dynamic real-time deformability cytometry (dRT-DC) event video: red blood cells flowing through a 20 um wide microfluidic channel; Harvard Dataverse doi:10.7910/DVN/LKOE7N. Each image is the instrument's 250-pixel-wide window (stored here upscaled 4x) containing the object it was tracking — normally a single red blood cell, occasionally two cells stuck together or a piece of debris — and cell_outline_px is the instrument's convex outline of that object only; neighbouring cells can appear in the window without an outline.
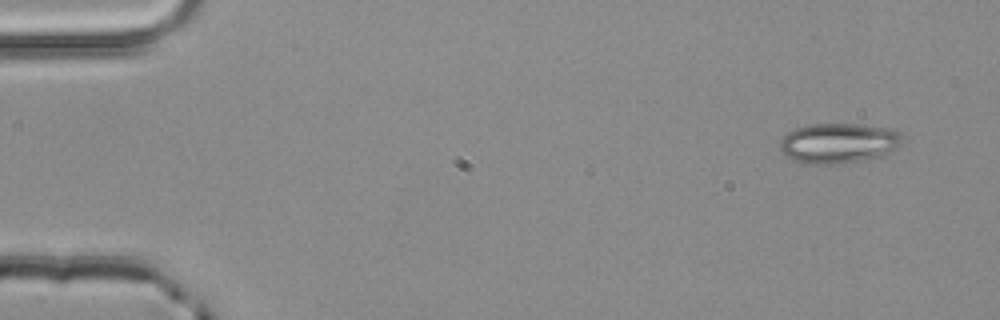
{"species": "common noctule bat (a hibernating species)", "species_latin": "Nyctalus noctula", "temperature_condition": "room temperature", "stored_images_in_passage": 3, "camera_frame_rate_fps": 3000, "um_per_image_px": 0.085, "animal": {"sex": "male", "body_mass_g": 20.4}, "frame": {"image": 1, "passage_image": 1, "time_ms": 0.0, "image_size_px": [1000, 320], "cell_outline_px": [[904, 140], [896, 148], [884, 156], [864, 160], [832, 164], [816, 164], [796, 160], [780, 152], [780, 140], [788, 132], [796, 128], [812, 124], [856, 124], [888, 128], [904, 136]], "centroid_in_image_um": [71.3, 12.16], "position_along_channel_um": 13.7, "area_um2": 28.44}}